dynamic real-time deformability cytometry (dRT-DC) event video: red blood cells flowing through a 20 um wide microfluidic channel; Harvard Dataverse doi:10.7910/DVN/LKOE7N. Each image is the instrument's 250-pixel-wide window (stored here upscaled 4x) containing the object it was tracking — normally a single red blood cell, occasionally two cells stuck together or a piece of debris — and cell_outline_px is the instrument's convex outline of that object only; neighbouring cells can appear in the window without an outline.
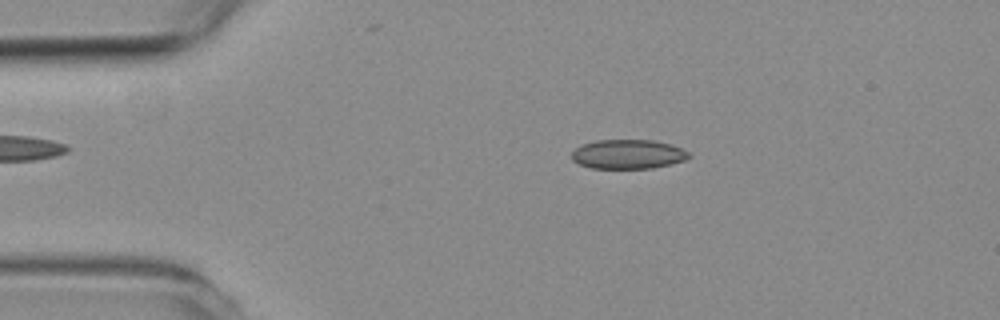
{"species": "common noctule bat (a hibernating species)", "species_latin": "Nyctalus noctula", "temperature_condition": "room temperature", "stored_images_in_passage": 55, "camera_frame_rate_fps": 3000, "um_per_image_px": 0.085, "animal": {"sex": "female", "body_mass_g": 19.3, "forearm_length_mm": 54.1}, "frame": {"image": 1, "passage_image": 10, "time_ms": 3.0, "image_size_px": [1000, 320], "cell_outline_px": [[692, 156], [684, 160], [652, 168], [592, 168], [580, 164], [572, 160], [572, 152], [580, 144], [596, 140], [656, 140], [672, 144], [688, 152]], "centroid_in_image_um": [53.37, 13.09], "position_along_channel_um": 31.6, "area_um2": 20.0}}
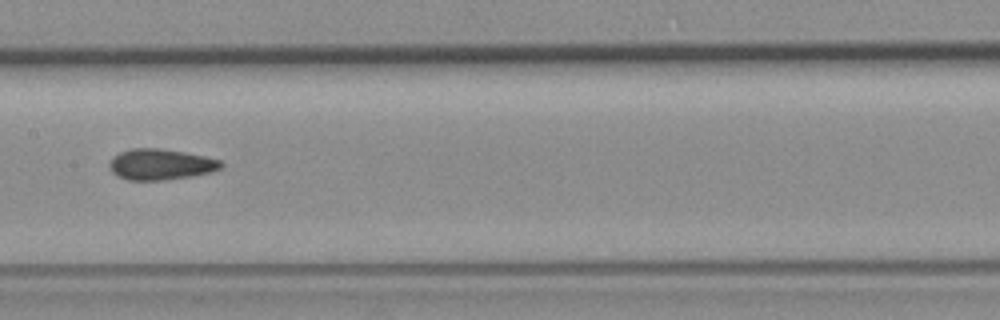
{"frame": {"image": 2, "passage_image": 27, "time_ms": 8.667, "image_size_px": [1000, 320], "cell_outline_px": [[224, 164], [220, 168], [212, 172], [192, 176], [164, 180], [128, 180], [116, 176], [112, 172], [108, 164], [112, 156], [120, 152], [132, 148], [156, 148], [184, 152], [204, 156], [220, 160]], "centroid_in_image_um": [13.63, 13.98], "position_along_channel_um": 193.8, "area_um2": 20.17}}
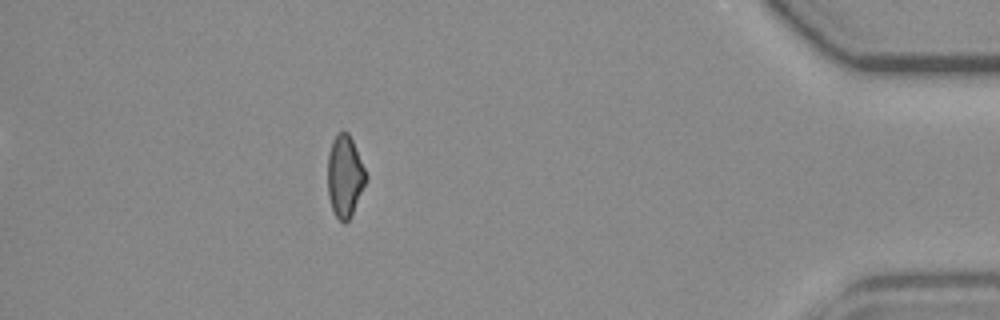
{"frame": {"image": 3, "passage_image": 49, "time_ms": 16.0, "image_size_px": [1000, 320], "cell_outline_px": [[368, 176], [352, 216], [344, 224], [336, 216], [332, 208], [328, 196], [328, 152], [332, 140], [340, 132], [348, 132], [352, 140]], "centroid_in_image_um": [29.31, 15.0], "position_along_channel_um": 405.9, "area_um2": 18.15}, "authors_computed_cell_mechanics": {"area_um2": 19.652, "velocity_mm_per_s": 3.638, "shape_relaxation_time_tau1_ms": null, "shape_relaxation_time_tau2_ms": 3.1346, "deformation_change_tau1": null, "deformation_change_tau2": 0.0965}}